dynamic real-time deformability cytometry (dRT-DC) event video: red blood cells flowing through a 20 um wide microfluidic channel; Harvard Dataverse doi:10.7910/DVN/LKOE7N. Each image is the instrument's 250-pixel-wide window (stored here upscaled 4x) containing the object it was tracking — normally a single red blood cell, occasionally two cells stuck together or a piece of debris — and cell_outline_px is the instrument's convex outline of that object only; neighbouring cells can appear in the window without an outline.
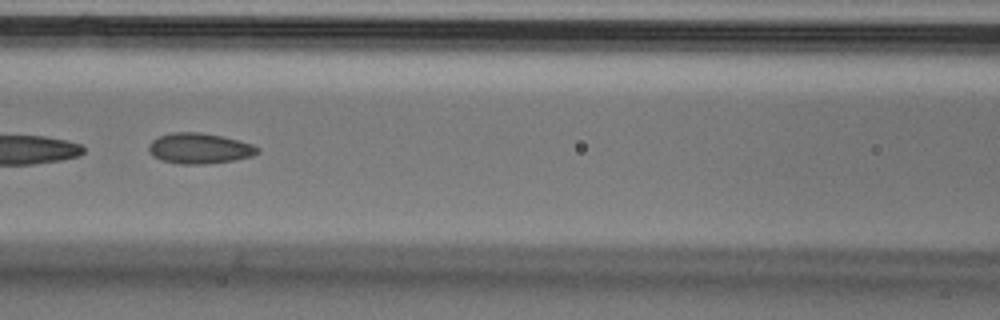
{"species": "Egyptian fruit bat (a non-hibernating species)", "species_latin": "Rousettus aegyptiacus", "temperature_condition": "cold", "stored_images_in_passage": 7, "camera_frame_rate_fps": 3000, "um_per_image_px": 0.085, "animal": {"sex": "male"}, "frame": {"image": 1, "passage_image": 5, "time_ms": 1.333, "image_size_px": [1000, 320], "cell_outline_px": [[260, 152], [252, 156], [236, 160], [204, 164], [180, 164], [160, 160], [152, 156], [148, 152], [148, 144], [152, 140], [160, 136], [172, 132], [200, 132], [220, 136], [252, 144], [260, 148]], "centroid_in_image_um": [16.93, 12.62], "position_along_channel_um": 149.7, "area_um2": 19.48}}
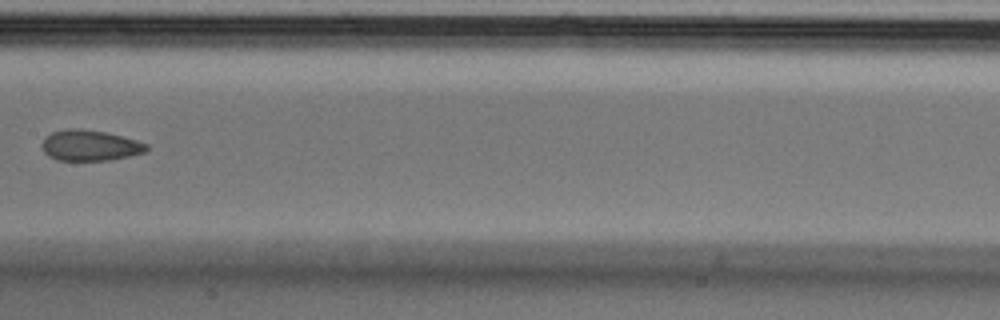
{"frame": {"image": 2, "passage_image": 6, "time_ms": 1.667, "image_size_px": [1000, 320], "cell_outline_px": [[148, 148], [144, 152], [112, 160], [56, 160], [48, 156], [44, 152], [40, 144], [44, 136], [52, 132], [68, 128], [80, 128], [104, 132], [136, 140], [148, 144]], "centroid_in_image_um": [7.58, 12.36], "position_along_channel_um": 199.8, "area_um2": 18.79}}
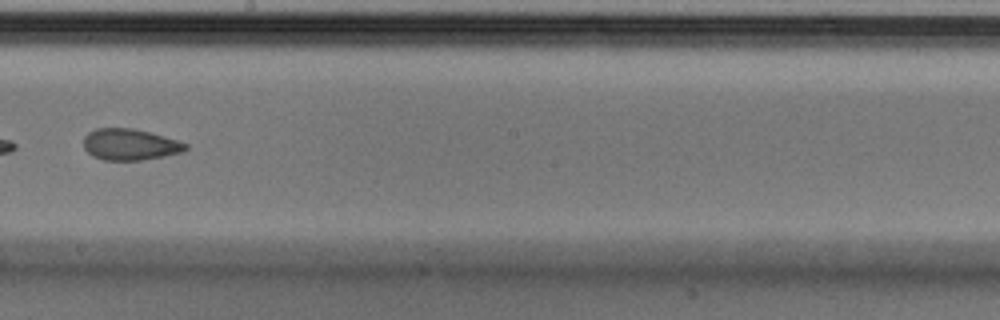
{"frame": {"image": 3, "passage_image": 7, "time_ms": 2.0, "image_size_px": [1000, 320], "cell_outline_px": [[188, 148], [184, 152], [164, 156], [140, 160], [104, 160], [92, 156], [84, 148], [84, 136], [88, 132], [96, 128], [132, 128], [164, 136], [188, 144]], "centroid_in_image_um": [11.04, 12.28], "position_along_channel_um": 237.2, "area_um2": 18.61}}